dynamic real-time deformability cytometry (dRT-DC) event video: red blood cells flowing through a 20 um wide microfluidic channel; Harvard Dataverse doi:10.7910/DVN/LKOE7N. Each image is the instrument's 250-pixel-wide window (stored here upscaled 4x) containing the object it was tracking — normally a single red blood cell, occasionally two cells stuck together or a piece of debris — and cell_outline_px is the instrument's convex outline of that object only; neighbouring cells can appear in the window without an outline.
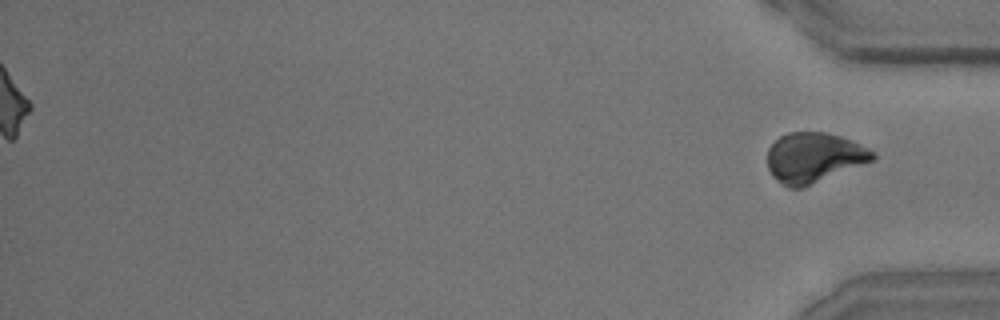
{"species": "common noctule bat (a hibernating species)", "species_latin": "Nyctalus noctula", "temperature_condition": "room temperature", "stored_images_in_passage": 45, "segment_of_instrument_passage": [2, 2], "camera_frame_rate_fps": 3000, "um_per_image_px": 0.085, "animal": {"sex": "male", "body_mass_g": 15.6}, "frame": {"image": 1, "passage_image": 45, "time_ms": 14.667, "image_size_px": [1000, 320], "cell_outline_px": [[876, 160], [800, 188], [788, 188], [772, 176], [768, 168], [768, 148], [780, 136], [788, 132], [824, 132], [840, 136], [860, 144], [876, 152]], "centroid_in_image_um": [69.2, 13.39], "position_along_channel_um": 366.0, "area_um2": 30.63}}